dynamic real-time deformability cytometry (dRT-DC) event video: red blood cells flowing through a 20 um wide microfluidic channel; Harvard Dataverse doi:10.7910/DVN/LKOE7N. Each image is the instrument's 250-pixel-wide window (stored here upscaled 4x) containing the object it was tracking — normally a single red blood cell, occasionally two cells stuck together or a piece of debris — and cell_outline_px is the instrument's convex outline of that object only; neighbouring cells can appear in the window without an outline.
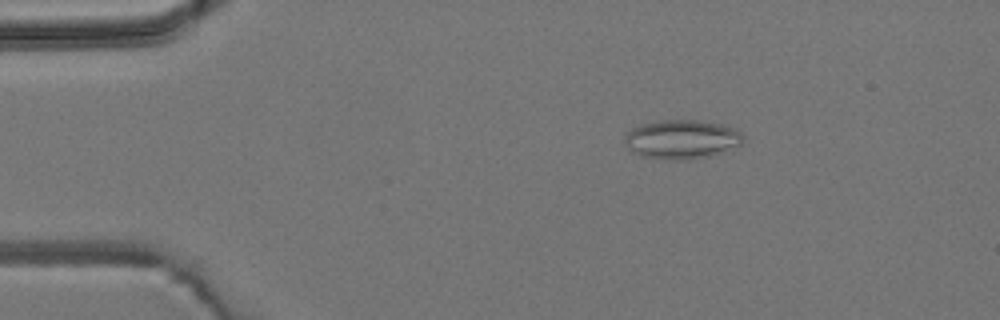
{"species": "common noctule bat (a hibernating species)", "species_latin": "Nyctalus noctula", "temperature_condition": "room temperature", "stored_images_in_passage": 5, "camera_frame_rate_fps": 3000, "um_per_image_px": 0.085, "animal": {"sex": "male", "body_mass_g": 19.2, "forearm_length_mm": 51.8}, "frame": {"image": 1, "passage_image": 2, "time_ms": 1.333, "image_size_px": [1000, 320], "cell_outline_px": [[744, 140], [740, 144], [720, 152], [708, 156], [688, 160], [664, 160], [640, 156], [632, 152], [628, 148], [624, 140], [624, 136], [632, 128], [640, 124], [660, 120], [696, 120], [720, 124], [736, 128], [744, 136]], "centroid_in_image_um": [57.91, 11.85], "position_along_channel_um": 27.1, "area_um2": 27.11}}